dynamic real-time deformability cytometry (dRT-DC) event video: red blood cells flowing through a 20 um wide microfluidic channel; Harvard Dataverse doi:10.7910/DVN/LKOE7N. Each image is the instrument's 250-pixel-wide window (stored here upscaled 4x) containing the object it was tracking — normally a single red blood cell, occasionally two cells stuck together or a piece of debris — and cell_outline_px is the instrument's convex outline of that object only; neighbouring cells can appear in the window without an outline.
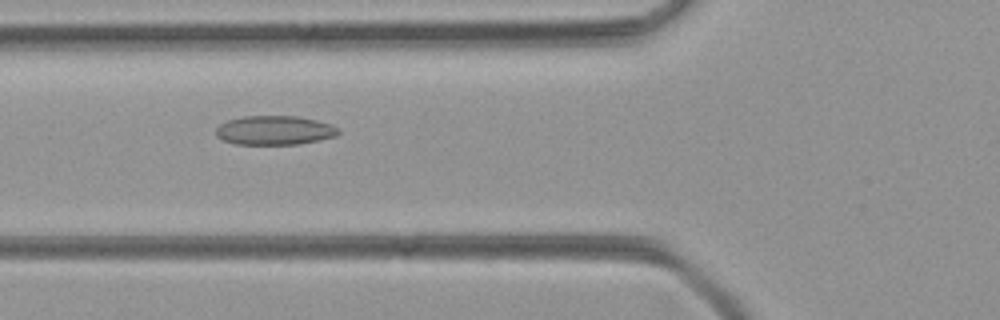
{"species": "common noctule bat (a hibernating species)", "species_latin": "Nyctalus noctula", "temperature_condition": "room temperature", "stored_images_in_passage": 33, "camera_frame_rate_fps": 3000, "um_per_image_px": 0.085, "animal": {"sex": "female", "body_mass_g": 21.9}, "frame": {"image": 1, "passage_image": 9, "time_ms": 2.667, "image_size_px": [1000, 320], "cell_outline_px": [[340, 132], [336, 136], [296, 144], [236, 144], [224, 140], [216, 136], [216, 128], [220, 124], [228, 120], [244, 116], [296, 116], [316, 120], [332, 124], [340, 128]], "centroid_in_image_um": [23.35, 11.07], "position_along_channel_um": 102.5, "area_um2": 20.69}}
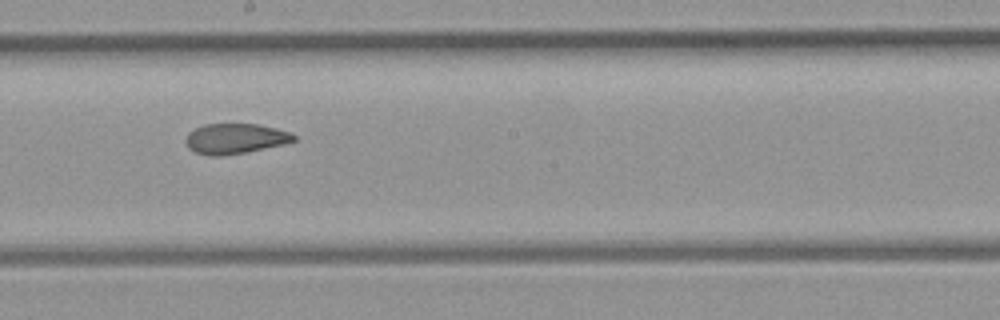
{"frame": {"image": 2, "passage_image": 18, "time_ms": 5.667, "image_size_px": [1000, 320], "cell_outline_px": [[296, 140], [284, 144], [248, 152], [220, 156], [212, 156], [196, 152], [188, 148], [184, 140], [188, 132], [204, 124], [256, 124], [276, 128], [292, 132], [296, 136]], "centroid_in_image_um": [20.0, 11.78], "position_along_channel_um": 228.2, "area_um2": 19.19}}
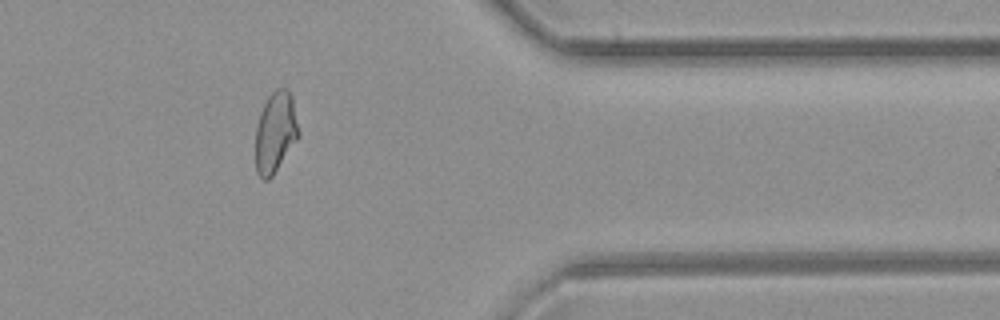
{"frame": {"image": 3, "passage_image": 31, "time_ms": 10.0, "image_size_px": [1000, 320], "cell_outline_px": [[300, 136], [272, 176], [268, 180], [264, 180], [256, 172], [256, 128], [260, 112], [268, 96], [276, 88], [284, 88], [292, 96], [300, 132]], "centroid_in_image_um": [23.42, 11.24], "position_along_channel_um": 388.0, "area_um2": 20.29}}